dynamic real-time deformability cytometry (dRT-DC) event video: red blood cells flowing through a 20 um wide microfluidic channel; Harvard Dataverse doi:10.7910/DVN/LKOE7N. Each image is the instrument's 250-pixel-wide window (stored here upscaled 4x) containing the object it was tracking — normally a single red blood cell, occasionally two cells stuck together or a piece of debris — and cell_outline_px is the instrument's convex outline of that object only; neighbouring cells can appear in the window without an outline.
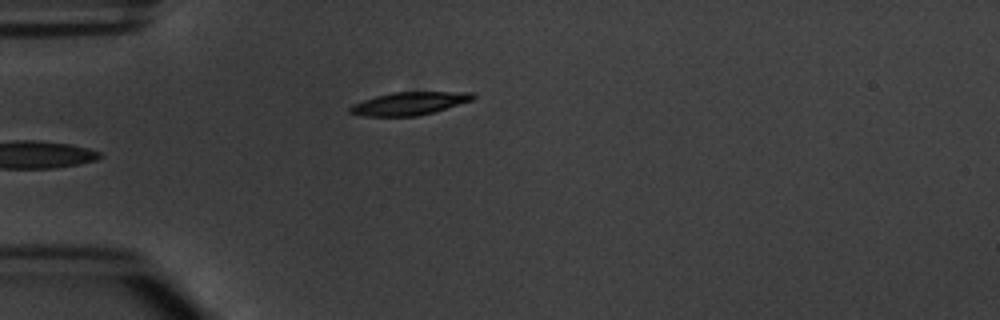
{"species": "common noctule bat (a hibernating species)", "species_latin": "Nyctalus noctula", "temperature_condition": "warm", "stored_images_in_passage": 5, "camera_frame_rate_fps": 3000, "um_per_image_px": 0.085, "animal": {"sex": "male", "body_mass_g": 20.1, "forearm_length_mm": 53.5}, "frame": {"image": 1, "passage_image": 5, "time_ms": 5.667, "image_size_px": [1000, 320], "cell_outline_px": [[476, 96], [472, 100], [432, 112], [416, 116], [360, 116], [348, 112], [348, 108], [352, 104], [376, 96], [392, 92], [472, 92]], "centroid_in_image_um": [34.74, 8.79], "position_along_channel_um": 50.3, "area_um2": 16.3}}